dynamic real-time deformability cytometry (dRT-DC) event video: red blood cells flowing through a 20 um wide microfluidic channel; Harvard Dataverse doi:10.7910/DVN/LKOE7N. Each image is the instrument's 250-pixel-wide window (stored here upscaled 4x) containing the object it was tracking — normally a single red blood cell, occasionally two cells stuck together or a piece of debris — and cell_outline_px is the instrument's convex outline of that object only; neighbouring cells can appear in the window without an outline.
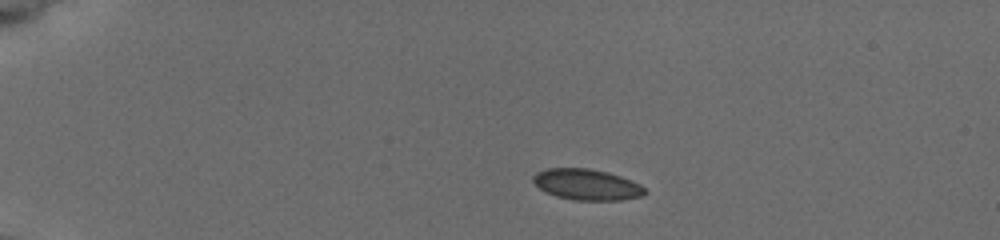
{"species": "common noctule bat (a hibernating species)", "species_latin": "Nyctalus noctula", "temperature_condition": "cold", "stored_images_in_passage": 44, "camera_frame_rate_fps": 3000, "um_per_image_px": 0.085, "animal": {"sex": "female", "body_mass_g": 19.5, "forearm_length_mm": 54.1}, "frame": {"image": 1, "passage_image": 1, "time_ms": 0.0, "image_size_px": [1000, 240], "cell_outline_px": [[648, 192], [640, 196], [620, 200], [572, 200], [556, 196], [544, 192], [532, 180], [532, 176], [536, 172], [548, 168], [588, 168], [608, 172], [620, 176], [640, 184]], "centroid_in_image_um": [49.85, 15.68], "position_along_channel_um": 35.1, "area_um2": 20.17}}
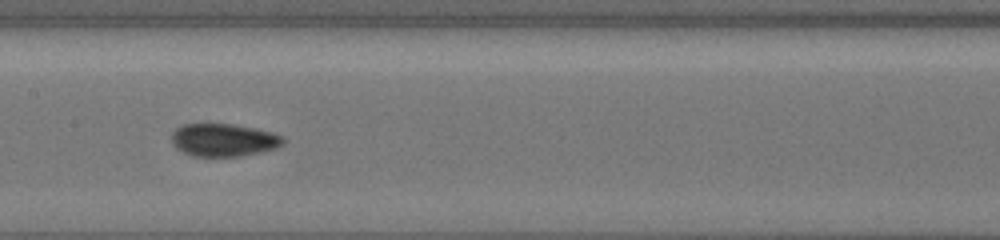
{"frame": {"image": 2, "passage_image": 19, "time_ms": 6.0, "image_size_px": [1000, 240], "cell_outline_px": [[284, 144], [276, 148], [240, 156], [192, 156], [176, 148], [172, 144], [172, 132], [176, 128], [184, 124], [232, 124], [256, 128], [272, 132], [284, 136]], "centroid_in_image_um": [19.02, 11.89], "position_along_channel_um": 188.4, "area_um2": 21.33}}
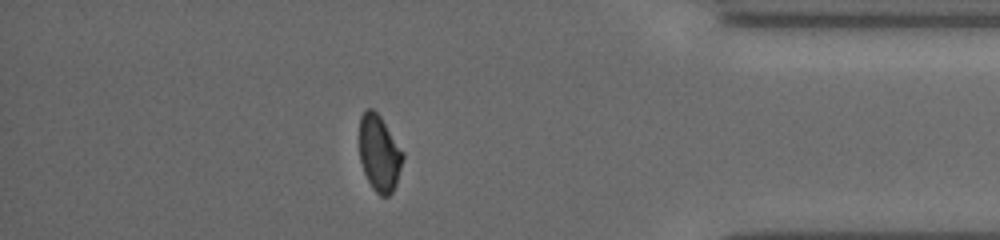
{"frame": {"image": 3, "passage_image": 38, "time_ms": 12.333, "image_size_px": [1000, 240], "cell_outline_px": [[404, 160], [396, 184], [392, 192], [388, 196], [380, 196], [372, 188], [364, 172], [360, 160], [360, 116], [368, 108], [372, 108], [380, 116], [404, 152]], "centroid_in_image_um": [32.26, 13.04], "position_along_channel_um": 402.9, "area_um2": 19.31}, "authors_computed_cell_mechanics": {"area_um2": 20.3745, "velocity_mm_per_s": 3.7851, "shape_relaxation_time_tau1_ms": 9.8801, "shape_relaxation_time_tau2_ms": 0.6259, "deformation_change_tau1": 0.1485, "deformation_change_tau2": 0.0518}}